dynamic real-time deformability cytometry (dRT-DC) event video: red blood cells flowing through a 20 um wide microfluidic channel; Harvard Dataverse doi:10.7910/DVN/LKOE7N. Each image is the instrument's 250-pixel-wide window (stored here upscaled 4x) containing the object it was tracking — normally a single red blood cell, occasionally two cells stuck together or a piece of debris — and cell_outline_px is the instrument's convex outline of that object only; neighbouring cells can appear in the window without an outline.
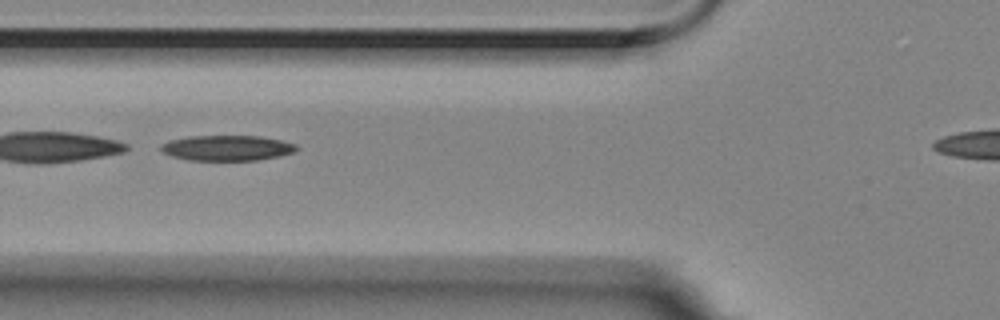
{"species": "Egyptian fruit bat (a non-hibernating species)", "species_latin": "Rousettus aegyptiacus", "temperature_condition": "room temperature", "stored_images_in_passage": 5, "camera_frame_rate_fps": 3000, "um_per_image_px": 0.085, "animal": {"sex": "female"}, "frame": {"image": 1, "passage_image": 2, "time_ms": 0.333, "image_size_px": [1000, 320], "cell_outline_px": [[300, 148], [296, 152], [280, 156], [256, 160], [188, 160], [172, 156], [164, 152], [160, 148], [160, 144], [168, 140], [188, 136], [260, 136], [280, 140], [296, 144]], "centroid_in_image_um": [19.32, 12.57], "position_along_channel_um": 106.5, "area_um2": 20.17}}
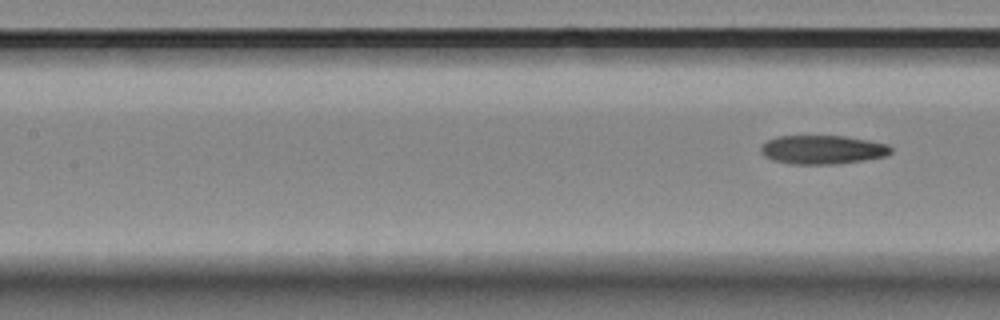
{"frame": {"image": 2, "passage_image": 5, "time_ms": 1.333, "image_size_px": [1000, 320], "cell_outline_px": [[892, 152], [888, 156], [864, 160], [836, 164], [792, 164], [772, 160], [764, 156], [760, 152], [760, 148], [768, 140], [776, 136], [844, 136], [868, 140], [888, 144], [892, 148]], "centroid_in_image_um": [69.93, 12.72], "position_along_channel_um": 137.5, "area_um2": 21.96}}